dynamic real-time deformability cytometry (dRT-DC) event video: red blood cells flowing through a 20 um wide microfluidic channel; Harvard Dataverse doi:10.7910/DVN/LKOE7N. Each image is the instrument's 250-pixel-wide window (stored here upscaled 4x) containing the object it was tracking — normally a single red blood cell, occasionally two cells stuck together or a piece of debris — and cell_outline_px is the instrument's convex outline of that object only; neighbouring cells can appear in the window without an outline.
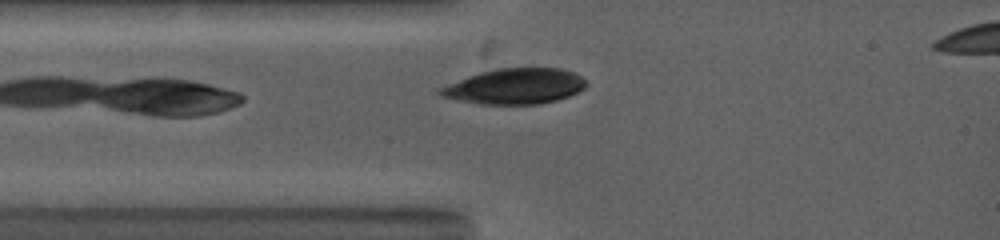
{"species": "common noctule bat (a hibernating species)", "species_latin": "Nyctalus noctula", "temperature_condition": "warm", "stored_images_in_passage": 3, "camera_frame_rate_fps": 5000, "um_per_image_px": 0.085, "animal": {"sex": "female", "body_mass_g": 19.0, "forearm_length_mm": 53.3}, "frame": {"image": 1, "passage_image": 1, "time_ms": 0.0, "image_size_px": [1000, 240], "cell_outline_px": [[588, 84], [584, 88], [568, 96], [556, 100], [540, 104], [480, 104], [456, 100], [440, 96], [436, 92], [436, 88], [468, 76], [480, 72], [496, 68], [560, 68], [576, 72]], "centroid_in_image_um": [43.72, 7.33], "position_along_channel_um": 41.3, "area_um2": 30.46}}
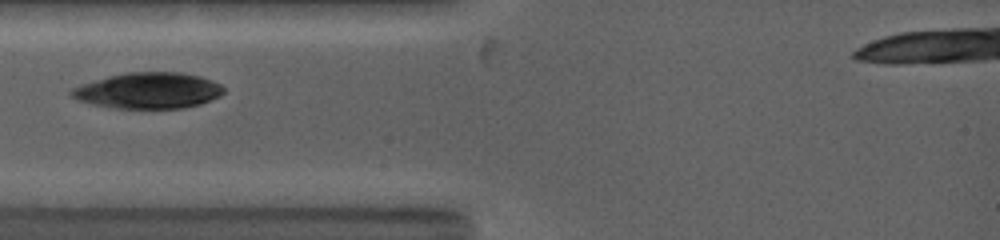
{"frame": {"image": 2, "passage_image": 2, "time_ms": 0.8, "image_size_px": [1000, 240], "cell_outline_px": [[224, 92], [220, 96], [200, 104], [184, 108], [112, 108], [92, 104], [76, 100], [68, 92], [72, 88], [80, 84], [108, 76], [128, 72], [180, 72], [200, 76], [212, 80], [220, 84], [224, 88]], "centroid_in_image_um": [12.59, 7.7], "position_along_channel_um": 72.4, "area_um2": 32.08}}